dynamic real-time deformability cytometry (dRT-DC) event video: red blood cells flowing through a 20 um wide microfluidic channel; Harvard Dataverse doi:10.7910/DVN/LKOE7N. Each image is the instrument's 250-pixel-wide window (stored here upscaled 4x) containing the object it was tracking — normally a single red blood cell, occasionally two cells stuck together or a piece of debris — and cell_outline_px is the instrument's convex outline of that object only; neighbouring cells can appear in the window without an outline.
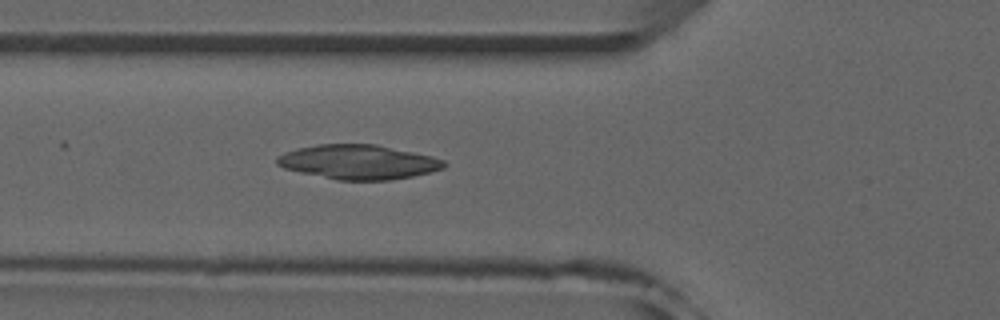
{"species": "common noctule bat (a hibernating species)", "species_latin": "Nyctalus noctula", "temperature_condition": "room temperature", "stored_images_in_passage": 50, "camera_frame_rate_fps": 3000, "um_per_image_px": 0.085, "animal": {"sex": "male", "forearm_length_mm": 52.5}, "frame": {"image": 1, "passage_image": 17, "time_ms": 5.333, "image_size_px": [1000, 320], "cell_outline_px": [[448, 164], [444, 168], [412, 176], [388, 180], [336, 180], [300, 172], [284, 168], [276, 164], [276, 156], [284, 152], [296, 148], [316, 144], [376, 144], [432, 156], [444, 160]], "centroid_in_image_um": [30.43, 13.76], "position_along_channel_um": 95.4, "area_um2": 33.58}}
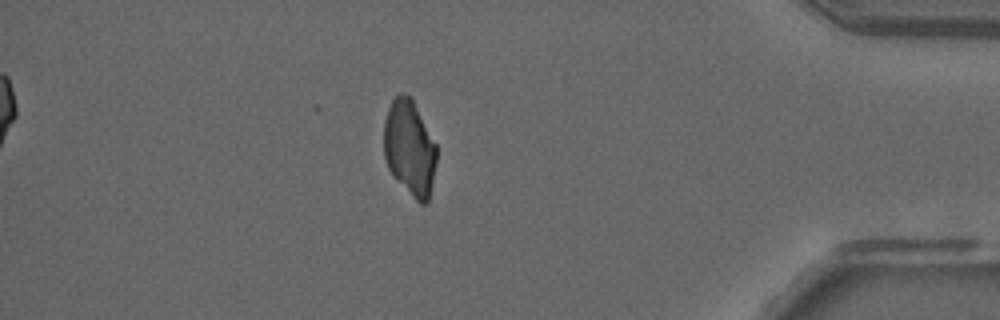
{"frame": {"image": 2, "passage_image": 43, "time_ms": 14.0, "image_size_px": [1000, 320], "cell_outline_px": [[436, 160], [428, 204], [420, 204], [412, 196], [388, 168], [384, 156], [384, 120], [388, 108], [392, 100], [400, 92], [412, 96], [436, 144]], "centroid_in_image_um": [34.82, 12.53], "position_along_channel_um": 400.4, "area_um2": 29.3}}
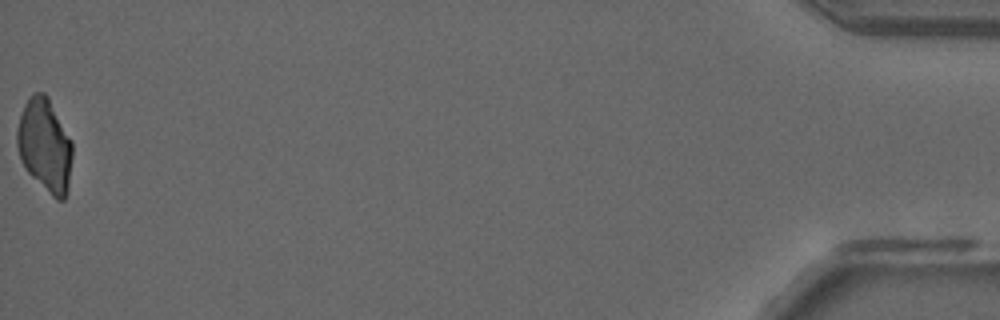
{"frame": {"image": 3, "passage_image": 50, "time_ms": 16.333, "image_size_px": [1000, 320], "cell_outline_px": [[72, 156], [68, 188], [64, 200], [56, 200], [24, 168], [20, 160], [16, 144], [16, 128], [24, 104], [28, 96], [32, 92], [44, 92], [48, 96], [72, 140]], "centroid_in_image_um": [3.8, 12.32], "position_along_channel_um": 431.4, "area_um2": 30.35}}